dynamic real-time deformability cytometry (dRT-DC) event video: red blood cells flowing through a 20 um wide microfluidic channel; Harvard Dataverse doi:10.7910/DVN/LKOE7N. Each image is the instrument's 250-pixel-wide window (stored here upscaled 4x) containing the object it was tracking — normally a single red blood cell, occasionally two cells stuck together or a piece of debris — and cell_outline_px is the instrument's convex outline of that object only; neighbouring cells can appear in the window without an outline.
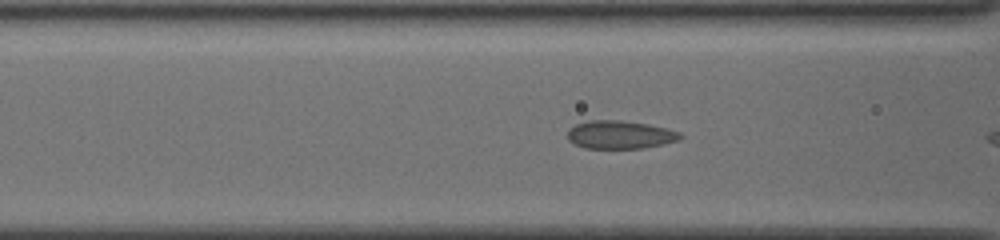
{"species": "common noctule bat (a hibernating species)", "species_latin": "Nyctalus noctula", "temperature_condition": "cold", "stored_images_in_passage": 7, "camera_frame_rate_fps": 3000, "um_per_image_px": 0.085, "animal": {"sex": "female", "body_mass_g": 19.5, "forearm_length_mm": 54.1}, "frame": {"image": 1, "passage_image": 6, "time_ms": 1.667, "image_size_px": [1000, 240], "cell_outline_px": [[684, 136], [680, 140], [664, 144], [644, 148], [584, 148], [568, 140], [568, 128], [576, 124], [588, 120], [620, 120], [648, 124], [668, 128], [680, 132]], "centroid_in_image_um": [52.73, 11.44], "position_along_channel_um": 113.9, "area_um2": 18.67}}